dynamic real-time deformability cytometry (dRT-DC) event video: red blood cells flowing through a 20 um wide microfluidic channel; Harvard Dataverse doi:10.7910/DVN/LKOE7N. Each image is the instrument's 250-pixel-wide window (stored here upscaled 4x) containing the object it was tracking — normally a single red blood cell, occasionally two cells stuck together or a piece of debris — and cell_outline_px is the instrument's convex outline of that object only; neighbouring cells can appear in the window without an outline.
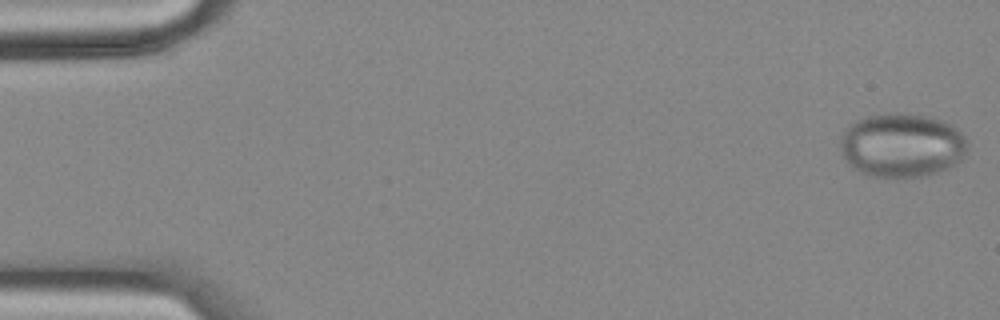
{"species": "common noctule bat (a hibernating species)", "species_latin": "Nyctalus noctula", "temperature_condition": "cold", "stored_images_in_passage": 13, "camera_frame_rate_fps": 3000, "um_per_image_px": 0.085, "animal": {"sex": "female", "body_mass_g": 18.4}, "frame": {"image": 1, "passage_image": 1, "time_ms": 0.0, "image_size_px": [1000, 320], "cell_outline_px": [[968, 152], [956, 164], [948, 168], [924, 176], [864, 176], [852, 168], [844, 160], [840, 152], [840, 140], [848, 124], [856, 120], [868, 116], [896, 112], [900, 112], [928, 116], [940, 120], [948, 124], [960, 132], [968, 140]], "centroid_in_image_um": [76.63, 12.35], "position_along_channel_um": 8.4, "area_um2": 47.8}}